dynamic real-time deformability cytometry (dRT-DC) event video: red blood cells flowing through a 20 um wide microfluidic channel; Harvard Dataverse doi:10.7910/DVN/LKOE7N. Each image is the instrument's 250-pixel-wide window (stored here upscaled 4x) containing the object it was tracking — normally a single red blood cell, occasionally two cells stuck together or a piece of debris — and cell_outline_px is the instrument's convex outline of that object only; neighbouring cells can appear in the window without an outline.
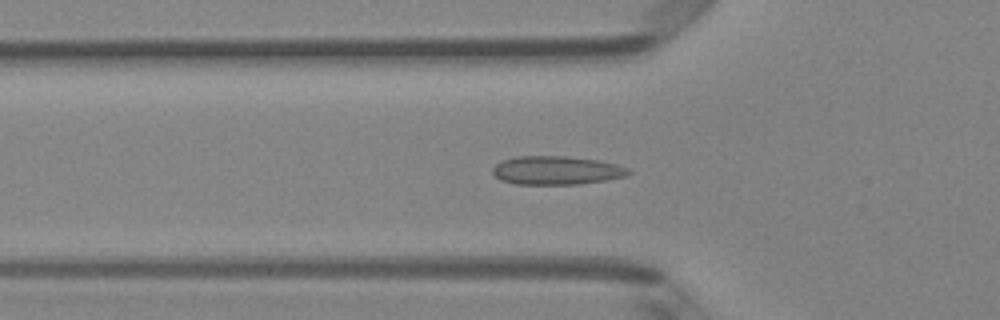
{"species": "Egyptian fruit bat (a non-hibernating species)", "species_latin": "Rousettus aegyptiacus", "temperature_condition": "room temperature", "stored_images_in_passage": 36, "camera_frame_rate_fps": 3000, "um_per_image_px": 0.085, "animal": {"sex": "female"}, "frame": {"image": 1, "passage_image": 4, "time_ms": 1.0, "image_size_px": [1000, 320], "cell_outline_px": [[632, 172], [628, 176], [580, 184], [516, 184], [500, 180], [492, 172], [492, 168], [500, 160], [520, 156], [564, 156], [600, 160], [616, 164], [628, 168]], "centroid_in_image_um": [47.3, 14.48], "position_along_channel_um": 78.5, "area_um2": 22.72}}
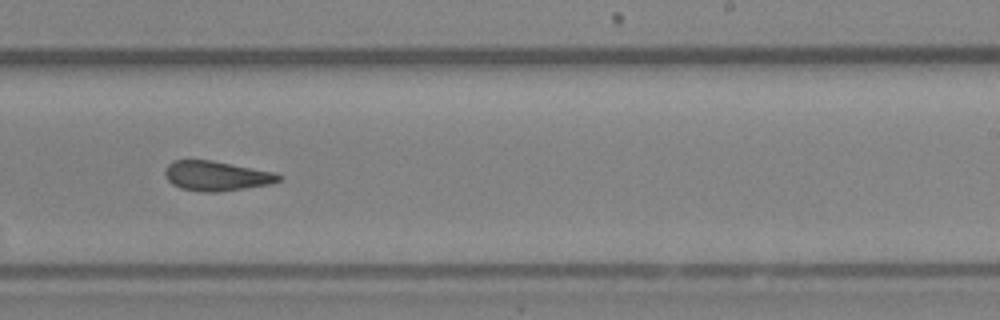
{"frame": {"image": 2, "passage_image": 18, "time_ms": 5.667, "image_size_px": [1000, 320], "cell_outline_px": [[284, 176], [280, 180], [272, 184], [220, 192], [200, 192], [180, 188], [172, 184], [164, 176], [164, 172], [168, 164], [172, 160], [212, 160], [276, 172]], "centroid_in_image_um": [18.42, 14.95], "position_along_channel_um": 270.6, "area_um2": 20.06}}
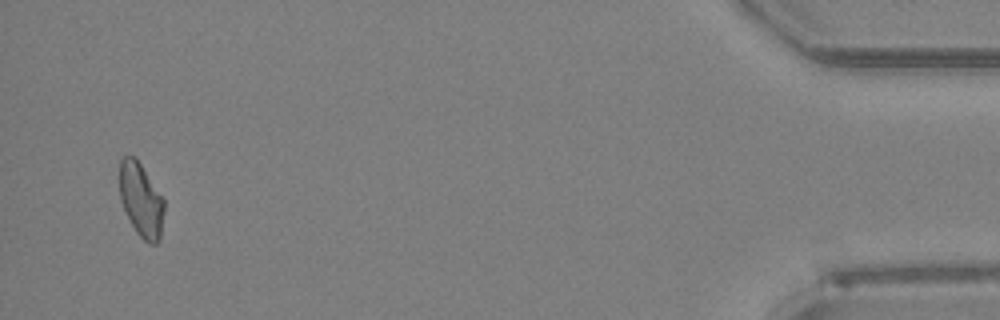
{"frame": {"image": 3, "passage_image": 35, "time_ms": 11.333, "image_size_px": [1000, 320], "cell_outline_px": [[164, 212], [160, 240], [156, 244], [148, 244], [136, 232], [120, 200], [120, 160], [124, 156], [132, 156], [140, 164], [164, 200]], "centroid_in_image_um": [12.0, 17.04], "position_along_channel_um": 423.2, "area_um2": 18.84}, "authors_computed_cell_mechanics": {"area_um2": 19.7098, "velocity_mm_per_s": 4.1194, "shape_relaxation_time_tau1_ms": null, "shape_relaxation_time_tau2_ms": 3.8419, "deformation_change_tau1": null, "deformation_change_tau2": 0.0866}}